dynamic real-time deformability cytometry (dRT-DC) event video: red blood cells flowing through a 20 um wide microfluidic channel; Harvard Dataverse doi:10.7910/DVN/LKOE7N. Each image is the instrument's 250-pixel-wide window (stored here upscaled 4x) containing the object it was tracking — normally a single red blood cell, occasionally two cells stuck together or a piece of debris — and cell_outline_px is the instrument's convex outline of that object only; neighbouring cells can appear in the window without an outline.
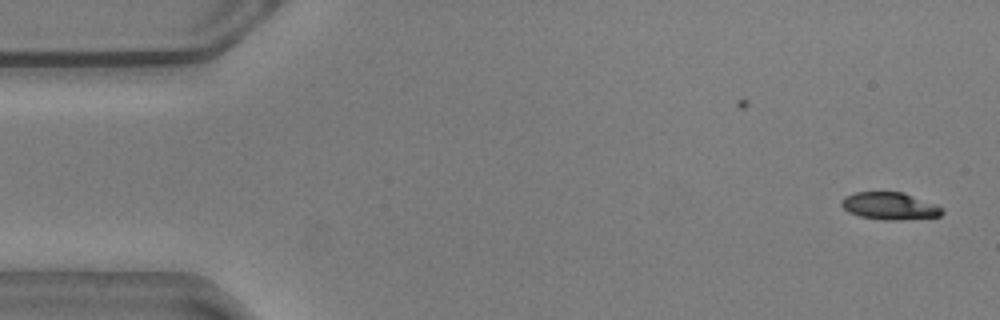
{"species": "common noctule bat (a hibernating species)", "species_latin": "Nyctalus noctula", "temperature_condition": "warm", "stored_images_in_passage": 55, "camera_frame_rate_fps": 3000, "um_per_image_px": 0.085, "animal": {"sex": "male", "body_mass_g": 20.5, "forearm_length_mm": 52.5}, "frame": {"image": 1, "passage_image": 1, "time_ms": 0.0, "image_size_px": [1000, 320], "cell_outline_px": [[944, 212], [940, 216], [900, 220], [884, 220], [860, 216], [848, 212], [840, 204], [840, 200], [844, 196], [856, 192], [904, 192], [936, 204], [944, 208]], "centroid_in_image_um": [75.63, 17.5], "position_along_channel_um": 9.4, "area_um2": 16.18}}
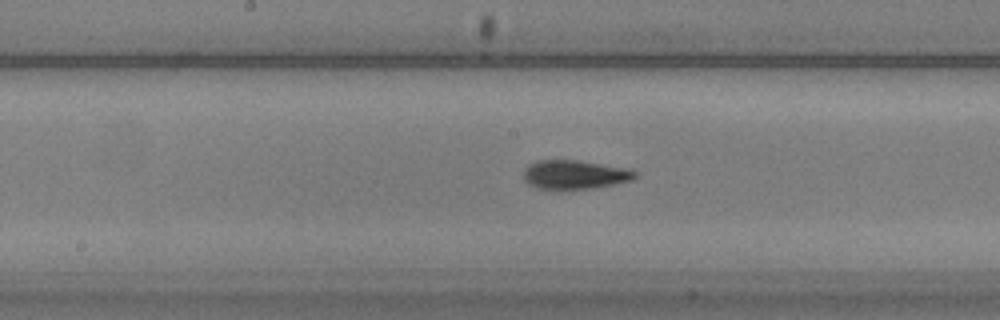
{"frame": {"image": 2, "passage_image": 27, "time_ms": 8.667, "image_size_px": [1000, 320], "cell_outline_px": [[636, 176], [632, 180], [592, 188], [556, 192], [540, 188], [528, 184], [524, 180], [524, 168], [528, 164], [536, 160], [576, 160], [628, 168], [636, 172]], "centroid_in_image_um": [48.78, 14.87], "position_along_channel_um": 199.4, "area_um2": 19.25}}
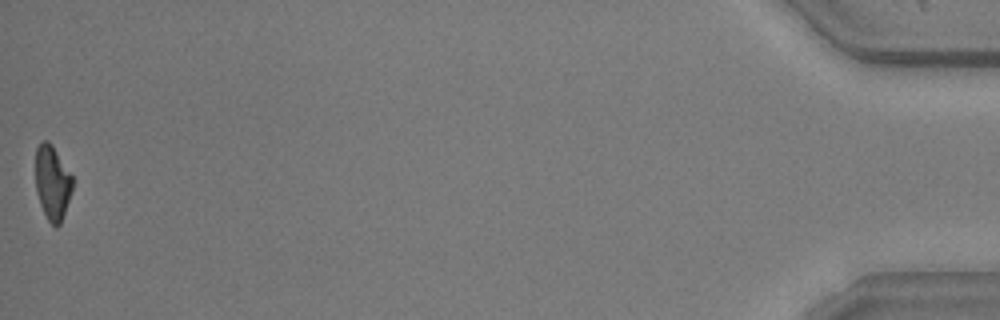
{"frame": {"image": 3, "passage_image": 55, "time_ms": 18.0, "image_size_px": [1000, 320], "cell_outline_px": [[72, 192], [60, 224], [56, 228], [48, 220], [40, 204], [36, 192], [36, 148], [40, 140], [48, 140], [52, 144], [72, 176]], "centroid_in_image_um": [4.44, 15.5], "position_along_channel_um": 430.8, "area_um2": 16.01}, "authors_computed_cell_mechanics": {"area_um2": 17.8602, "velocity_mm_per_s": 3.5881, "shape_relaxation_time_tau1_ms": 3.3651, "shape_relaxation_time_tau2_ms": 2.3356, "deformation_change_tau1": 0.1536, "deformation_change_tau2": 0.0878}}